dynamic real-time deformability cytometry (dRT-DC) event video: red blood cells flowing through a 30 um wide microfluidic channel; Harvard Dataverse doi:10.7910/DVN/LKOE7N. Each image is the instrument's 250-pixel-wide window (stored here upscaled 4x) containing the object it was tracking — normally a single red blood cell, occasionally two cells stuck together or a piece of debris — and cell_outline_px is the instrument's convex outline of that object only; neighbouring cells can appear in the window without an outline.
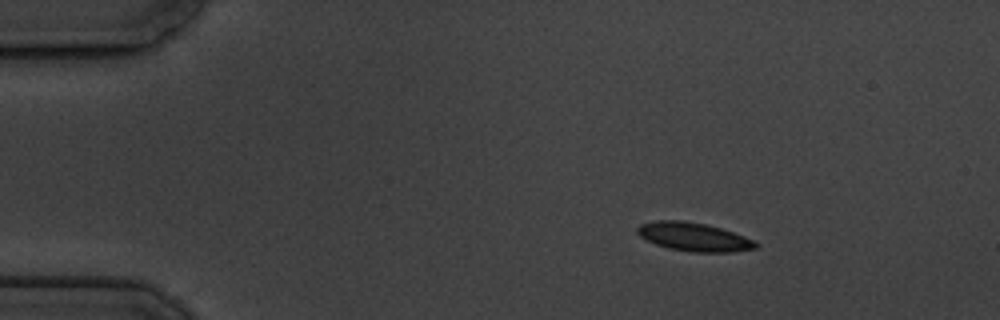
{"species": "common noctule bat (a hibernating species)", "species_latin": "Nyctalus noctula", "temperature_condition": "cold", "stored_images_in_passage": 4, "camera_frame_rate_fps": 3000, "um_per_image_px": 0.085, "animal": {"sex": "male", "body_mass_g": 19.5, "forearm_length_mm": 54.6}, "frame": {"image": 1, "passage_image": 2, "time_ms": 1.0, "image_size_px": [1000, 320], "cell_outline_px": [[760, 244], [756, 248], [732, 252], [692, 252], [668, 248], [656, 244], [640, 236], [636, 232], [636, 228], [640, 224], [656, 220], [684, 220], [704, 224], [720, 228], [756, 240]], "centroid_in_image_um": [58.99, 20.13], "position_along_channel_um": 26.0, "area_um2": 19.71}}